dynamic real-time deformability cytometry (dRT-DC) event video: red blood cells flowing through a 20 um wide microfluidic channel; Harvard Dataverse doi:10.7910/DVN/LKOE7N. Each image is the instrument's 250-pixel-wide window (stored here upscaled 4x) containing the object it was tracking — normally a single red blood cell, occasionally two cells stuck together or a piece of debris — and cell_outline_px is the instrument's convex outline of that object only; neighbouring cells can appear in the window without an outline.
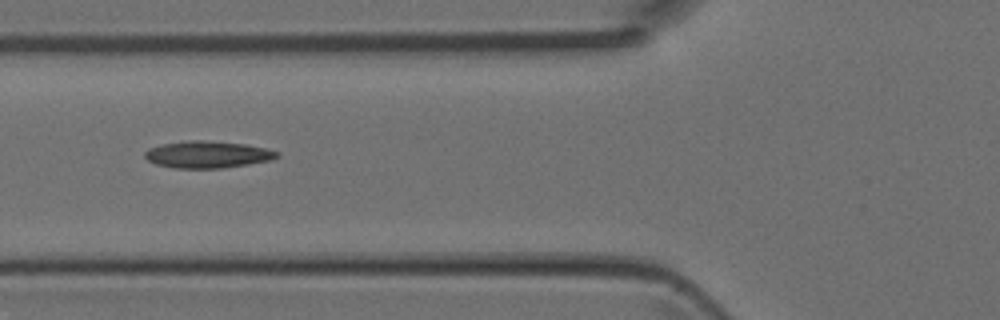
{"species": "Egyptian fruit bat (a non-hibernating species)", "species_latin": "Rousettus aegyptiacus", "temperature_condition": "room temperature", "stored_images_in_passage": 3, "camera_frame_rate_fps": 3000, "um_per_image_px": 0.085, "animal": {"sex": "female"}, "frame": {"image": 1, "passage_image": 3, "time_ms": 0.667, "image_size_px": [1000, 320], "cell_outline_px": [[280, 156], [272, 160], [248, 164], [220, 168], [176, 168], [156, 164], [148, 160], [144, 156], [144, 152], [148, 148], [160, 144], [188, 140], [200, 140], [244, 144], [264, 148], [280, 152]], "centroid_in_image_um": [17.62, 13.13], "position_along_channel_um": 108.2, "area_um2": 20.69}}